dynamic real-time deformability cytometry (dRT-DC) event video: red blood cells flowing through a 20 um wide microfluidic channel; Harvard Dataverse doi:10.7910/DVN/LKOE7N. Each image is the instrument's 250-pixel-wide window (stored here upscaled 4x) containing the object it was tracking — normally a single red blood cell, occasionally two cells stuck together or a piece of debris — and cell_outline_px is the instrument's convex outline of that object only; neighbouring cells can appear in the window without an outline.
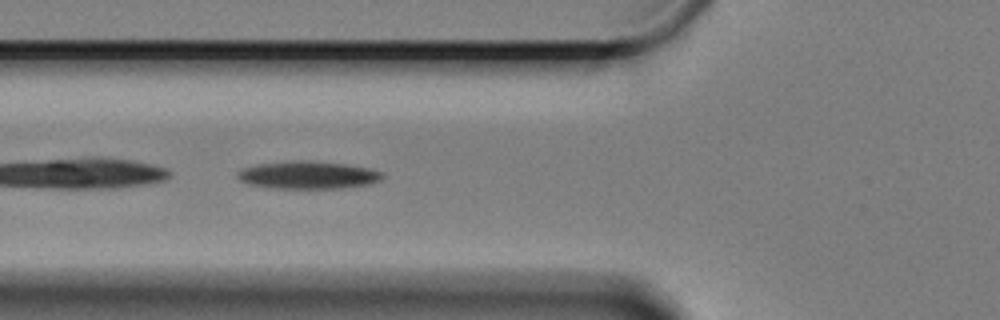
{"species": "Egyptian fruit bat (a non-hibernating species)", "species_latin": "Rousettus aegyptiacus", "temperature_condition": "cold", "stored_images_in_passage": 41, "camera_frame_rate_fps": 3000, "um_per_image_px": 0.085, "animal": {"sex": "female"}, "frame": {"image": 1, "passage_image": 3, "time_ms": 0.667, "image_size_px": [1000, 320], "cell_outline_px": [[384, 176], [380, 180], [368, 184], [340, 188], [276, 188], [248, 184], [240, 180], [236, 176], [236, 172], [240, 168], [256, 164], [288, 160], [312, 160], [344, 164], [368, 168], [380, 172]], "centroid_in_image_um": [26.1, 14.86], "position_along_channel_um": 99.7, "area_um2": 23.47}}
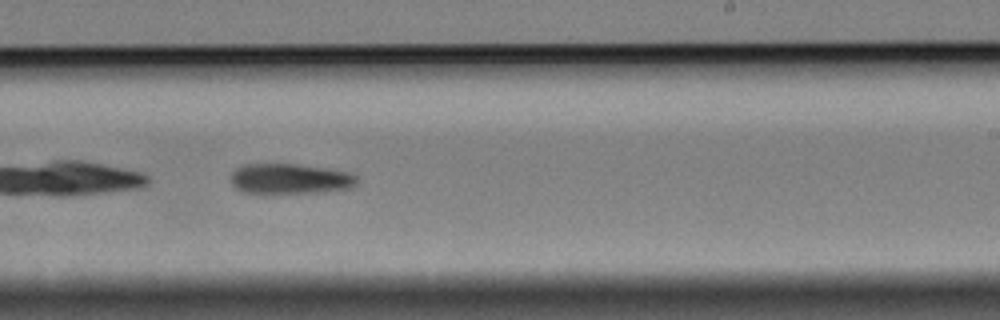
{"frame": {"image": 2, "passage_image": 18, "time_ms": 5.667, "image_size_px": [1000, 320], "cell_outline_px": [[356, 184], [352, 188], [324, 192], [244, 192], [236, 188], [232, 184], [232, 172], [236, 168], [244, 164], [296, 164], [324, 168], [348, 172], [356, 176]], "centroid_in_image_um": [24.67, 15.19], "position_along_channel_um": 264.3, "area_um2": 21.91}}
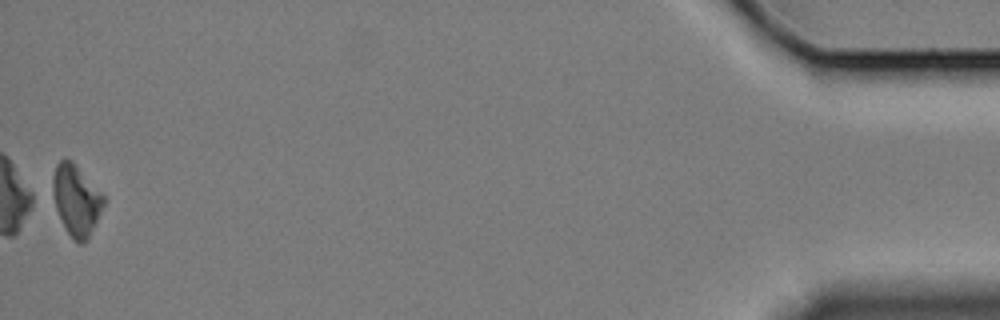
{"frame": {"image": 3, "passage_image": 41, "time_ms": 13.333, "image_size_px": [1000, 320], "cell_outline_px": [[108, 200], [84, 244], [80, 244], [68, 232], [48, 192], [52, 176], [56, 164], [64, 156], [72, 160], [76, 164]], "centroid_in_image_um": [6.45, 16.93], "position_along_channel_um": 428.8, "area_um2": 21.44}}